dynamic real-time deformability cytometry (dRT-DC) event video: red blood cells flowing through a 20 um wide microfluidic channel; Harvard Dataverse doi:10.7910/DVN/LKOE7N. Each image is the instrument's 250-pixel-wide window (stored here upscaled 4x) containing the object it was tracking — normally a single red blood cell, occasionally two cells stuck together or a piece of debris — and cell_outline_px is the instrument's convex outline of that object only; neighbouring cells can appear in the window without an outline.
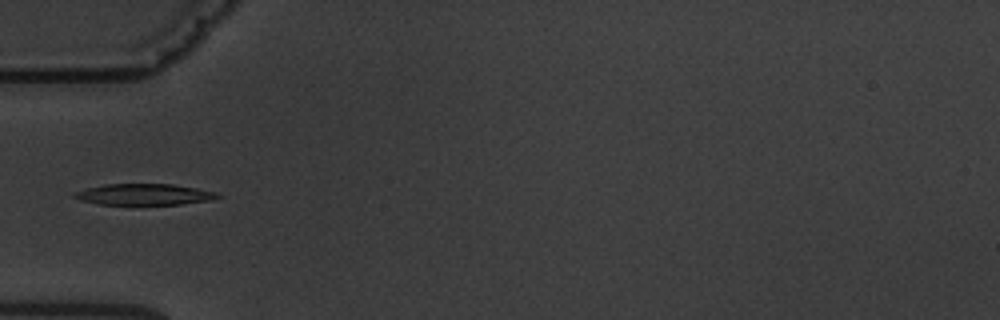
{"species": "common noctule bat (a hibernating species)", "species_latin": "Nyctalus noctula", "temperature_condition": "warm", "stored_images_in_passage": 9, "camera_frame_rate_fps": 3000, "um_per_image_px": 0.085, "animal": {"sex": "male", "body_mass_g": 19.5, "forearm_length_mm": 54.6}, "frame": {"image": 1, "passage_image": 4, "time_ms": 3.667, "image_size_px": [1000, 320], "cell_outline_px": [[224, 196], [212, 200], [180, 204], [100, 204], [80, 200], [72, 196], [72, 192], [104, 184], [172, 184], [196, 188], [216, 192]], "centroid_in_image_um": [12.27, 16.52], "position_along_channel_um": 72.7, "area_um2": 17.63}}
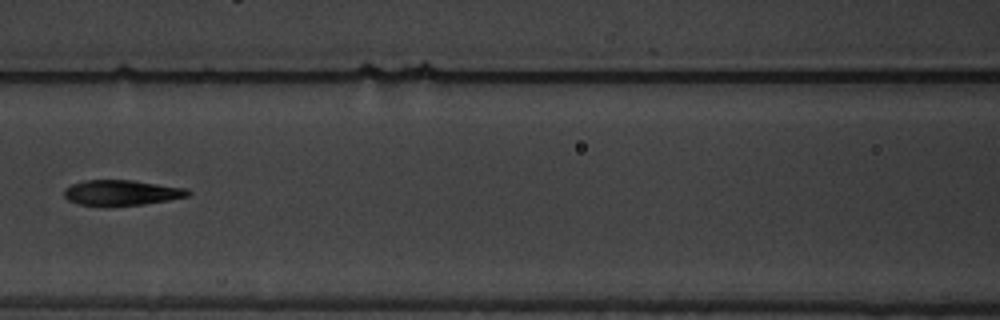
{"frame": {"image": 2, "passage_image": 6, "time_ms": 6.0, "image_size_px": [1000, 320], "cell_outline_px": [[192, 192], [188, 196], [168, 200], [144, 204], [76, 204], [68, 200], [64, 196], [64, 188], [72, 184], [84, 180], [132, 180], [188, 188]], "centroid_in_image_um": [10.36, 16.35], "position_along_channel_um": 156.2, "area_um2": 17.98}}
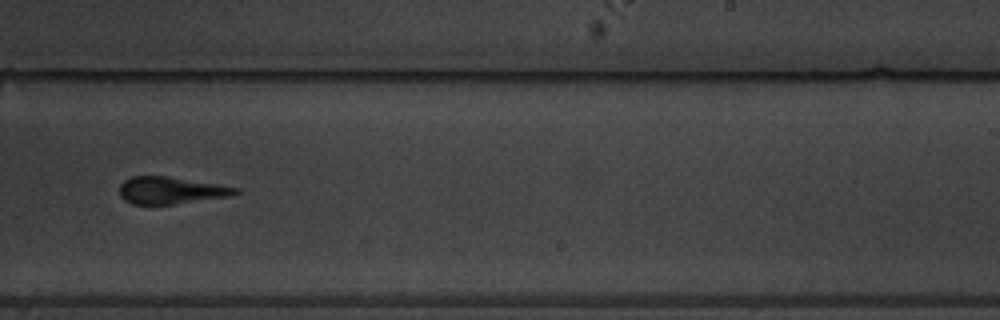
{"frame": {"image": 3, "passage_image": 9, "time_ms": 9.333, "image_size_px": [1000, 320], "cell_outline_px": [[240, 192], [232, 196], [172, 204], [132, 204], [124, 200], [120, 196], [120, 184], [124, 180], [132, 176], [168, 176], [240, 188]], "centroid_in_image_um": [14.52, 16.18], "position_along_channel_um": 274.5, "area_um2": 18.26}}